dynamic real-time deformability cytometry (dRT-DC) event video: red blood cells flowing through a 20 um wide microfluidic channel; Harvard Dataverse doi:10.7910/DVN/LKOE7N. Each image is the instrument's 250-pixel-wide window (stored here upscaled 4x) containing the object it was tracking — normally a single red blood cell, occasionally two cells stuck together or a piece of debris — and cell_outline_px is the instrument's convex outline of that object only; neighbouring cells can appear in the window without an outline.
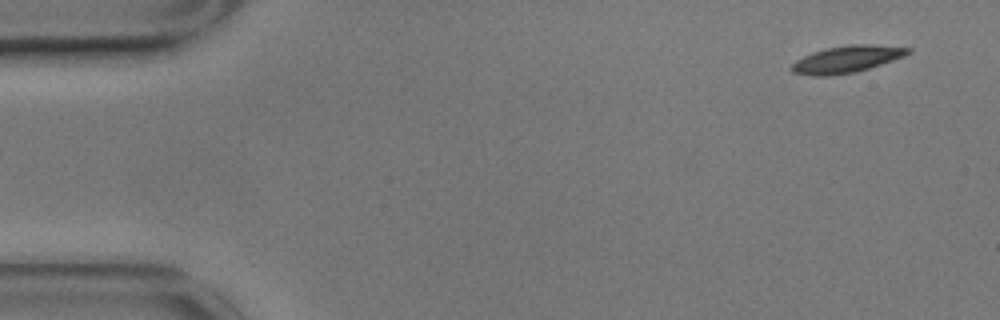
{"species": "common noctule bat (a hibernating species)", "species_latin": "Nyctalus noctula", "temperature_condition": "cold", "stored_images_in_passage": 53, "camera_frame_rate_fps": 3000, "um_per_image_px": 0.085, "animal": {"sex": "male", "body_mass_g": 17.9}, "frame": {"image": 1, "passage_image": 1, "time_ms": 0.0, "image_size_px": [1000, 320], "cell_outline_px": [[912, 52], [904, 56], [856, 72], [828, 76], [812, 76], [792, 72], [788, 68], [796, 60], [812, 52], [828, 48], [848, 44], [872, 44], [912, 48]], "centroid_in_image_um": [71.95, 5.03], "position_along_channel_um": 13.0, "area_um2": 18.26}}
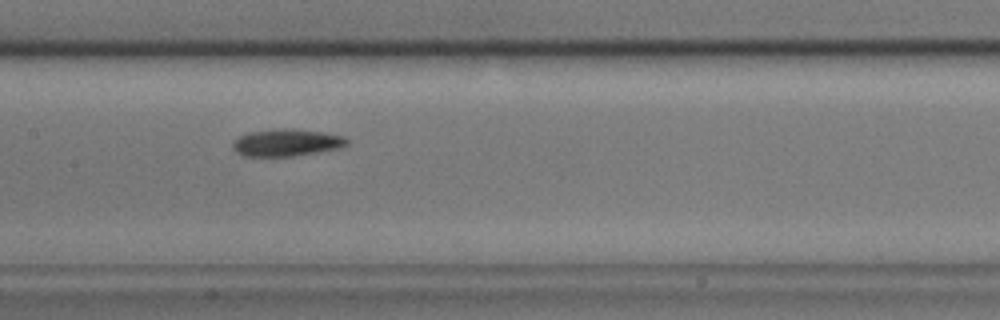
{"frame": {"image": 2, "passage_image": 25, "time_ms": 8.0, "image_size_px": [1000, 320], "cell_outline_px": [[348, 144], [344, 148], [320, 152], [292, 156], [244, 156], [236, 152], [232, 148], [232, 144], [240, 136], [248, 132], [284, 128], [292, 128], [324, 132], [344, 136], [348, 140]], "centroid_in_image_um": [24.41, 12.12], "position_along_channel_um": 183.0, "area_um2": 18.26}}
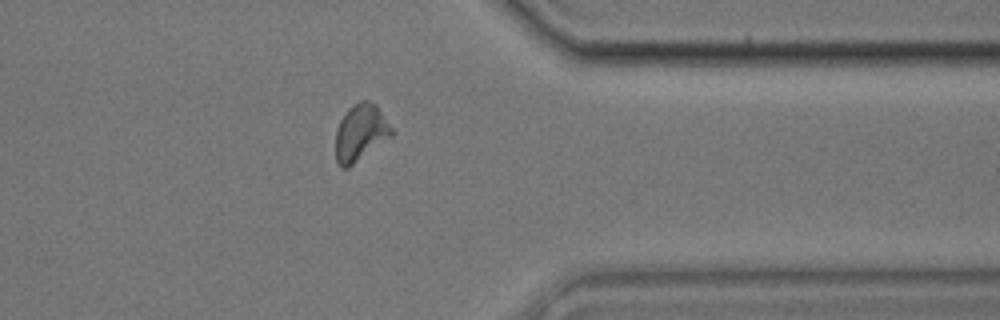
{"frame": {"image": 3, "passage_image": 43, "time_ms": 14.0, "image_size_px": [1000, 320], "cell_outline_px": [[396, 132], [392, 136], [348, 168], [340, 168], [336, 160], [336, 128], [344, 112], [352, 104], [360, 100], [368, 100], [376, 104]], "centroid_in_image_um": [30.65, 11.25], "position_along_channel_um": 380.7, "area_um2": 18.84}}